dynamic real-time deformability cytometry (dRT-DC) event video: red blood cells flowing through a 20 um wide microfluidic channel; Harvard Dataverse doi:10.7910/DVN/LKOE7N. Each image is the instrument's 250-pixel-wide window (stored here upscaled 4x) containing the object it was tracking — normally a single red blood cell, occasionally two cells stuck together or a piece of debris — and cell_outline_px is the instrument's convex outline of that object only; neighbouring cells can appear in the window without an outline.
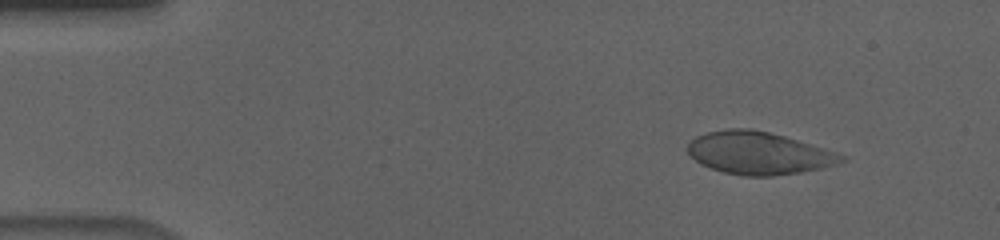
{"species": "human", "species_latin": "Homo sapiens", "temperature_condition": "cold", "stored_images_in_passage": 55, "camera_frame_rate_fps": 3000, "um_per_image_px": 0.085, "donor": {"sex": "male"}, "frame": {"image": 1, "passage_image": 6, "time_ms": 1.667, "image_size_px": [1000, 240], "cell_outline_px": [[848, 160], [836, 164], [820, 168], [800, 172], [772, 176], [744, 176], [724, 172], [700, 164], [688, 152], [688, 144], [696, 136], [708, 132], [728, 128], [748, 128], [768, 132], [784, 136], [848, 156]], "centroid_in_image_um": [64.5, 13.01], "position_along_channel_um": 20.5, "area_um2": 37.8}}
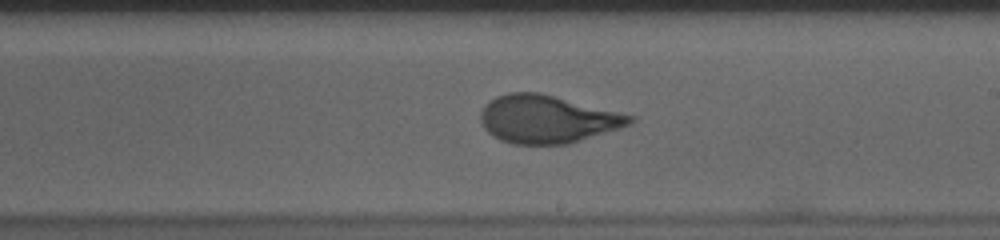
{"frame": {"image": 2, "passage_image": 32, "time_ms": 10.333, "image_size_px": [1000, 240], "cell_outline_px": [[636, 120], [628, 124], [568, 144], [512, 144], [500, 140], [488, 132], [484, 128], [480, 120], [480, 112], [496, 96], [508, 92], [540, 92], [636, 116]], "centroid_in_image_um": [46.49, 10.12], "position_along_channel_um": 242.5, "area_um2": 41.27}}
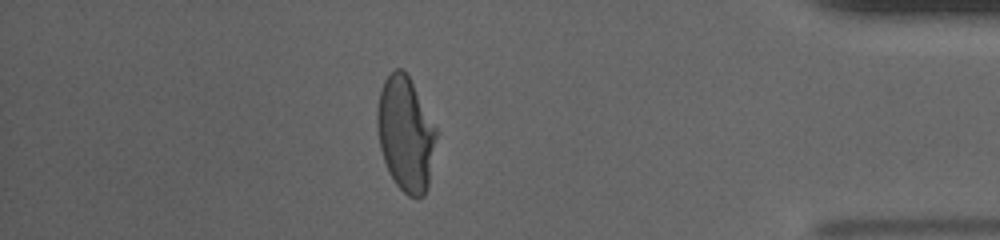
{"frame": {"image": 3, "passage_image": 48, "time_ms": 15.667, "image_size_px": [1000, 240], "cell_outline_px": [[436, 136], [428, 184], [424, 196], [408, 196], [396, 184], [388, 172], [380, 148], [376, 128], [376, 112], [380, 92], [384, 80], [396, 68], [404, 68], [436, 128]], "centroid_in_image_um": [34.44, 11.37], "position_along_channel_um": 400.8, "area_um2": 38.96}, "authors_computed_cell_mechanics": {"area_um2": 40.2288, "velocity_mm_per_s": 3.6508, "shape_relaxation_time_tau1_ms": 4.8725, "shape_relaxation_time_tau2_ms": null, "deformation_change_tau1": 0.1882, "deformation_change_tau2": null}}